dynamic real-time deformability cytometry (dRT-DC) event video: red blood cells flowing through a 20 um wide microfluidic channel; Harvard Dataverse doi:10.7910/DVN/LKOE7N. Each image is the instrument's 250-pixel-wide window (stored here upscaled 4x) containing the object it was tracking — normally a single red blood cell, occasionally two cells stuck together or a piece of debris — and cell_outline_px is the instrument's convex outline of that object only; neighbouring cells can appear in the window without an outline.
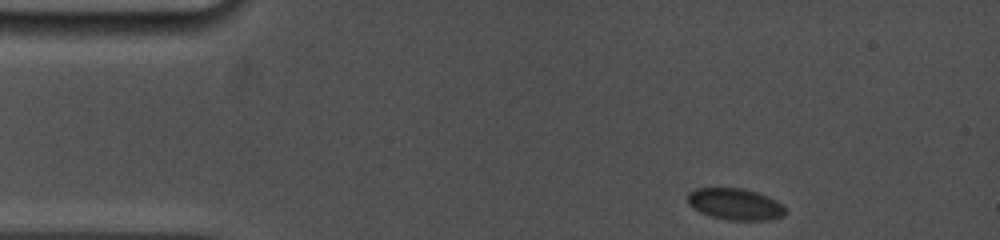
{"species": "common noctule bat (a hibernating species)", "species_latin": "Nyctalus noctula", "temperature_condition": "cold", "stored_images_in_passage": 5, "camera_frame_rate_fps": 5000, "um_per_image_px": 0.085, "animal": {"sex": "female", "body_mass_g": 19.0, "forearm_length_mm": 53.3}, "frame": {"image": 1, "passage_image": 1, "time_ms": 0.0, "image_size_px": [1000, 240], "cell_outline_px": [[788, 212], [784, 216], [768, 220], [728, 220], [712, 216], [700, 212], [688, 204], [688, 192], [696, 188], [744, 188], [768, 196], [784, 204]], "centroid_in_image_um": [62.54, 17.35], "position_along_channel_um": 22.5, "area_um2": 18.15}}
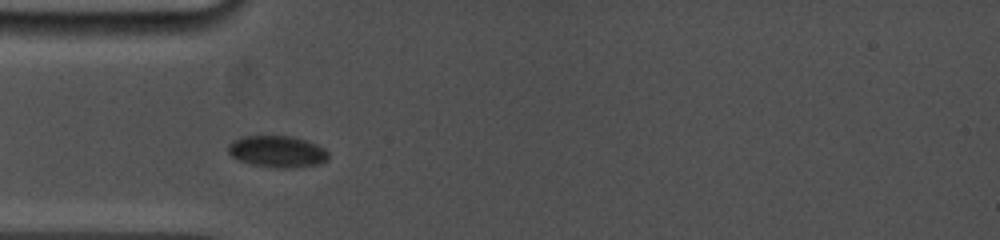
{"frame": {"image": 2, "passage_image": 4, "time_ms": 3.0, "image_size_px": [1000, 240], "cell_outline_px": [[328, 160], [320, 164], [296, 168], [276, 168], [252, 164], [240, 160], [232, 156], [228, 152], [228, 144], [244, 136], [292, 136], [316, 144], [324, 148], [328, 152]], "centroid_in_image_um": [23.61, 12.89], "position_along_channel_um": 61.4, "area_um2": 18.44}}
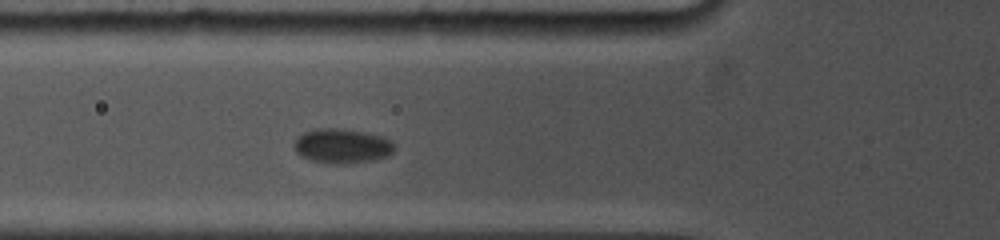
{"frame": {"image": 3, "passage_image": 5, "time_ms": 4.0, "image_size_px": [1000, 240], "cell_outline_px": [[396, 148], [388, 156], [372, 160], [348, 164], [336, 164], [312, 160], [300, 156], [296, 152], [296, 140], [304, 132], [316, 128], [340, 128], [364, 132], [384, 136]], "centroid_in_image_um": [29.1, 12.41], "position_along_channel_um": 96.7, "area_um2": 20.06}}